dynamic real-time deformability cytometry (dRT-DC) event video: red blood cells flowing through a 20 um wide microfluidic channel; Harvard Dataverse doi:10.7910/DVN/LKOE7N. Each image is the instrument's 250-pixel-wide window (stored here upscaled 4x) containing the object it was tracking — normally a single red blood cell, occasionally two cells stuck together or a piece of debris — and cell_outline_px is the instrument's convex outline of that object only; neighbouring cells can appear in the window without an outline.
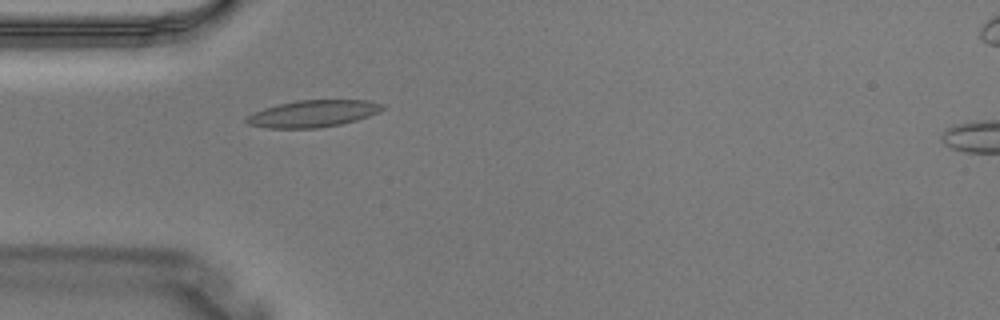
{"species": "Egyptian fruit bat (a non-hibernating species)", "species_latin": "Rousettus aegyptiacus", "temperature_condition": "warm", "stored_images_in_passage": 4, "camera_frame_rate_fps": 3000, "um_per_image_px": 0.085, "animal": {"sex": "male"}, "frame": {"image": 1, "passage_image": 3, "time_ms": 0.667, "image_size_px": [1000, 320], "cell_outline_px": [[384, 108], [380, 112], [356, 120], [340, 124], [320, 128], [268, 128], [248, 124], [244, 120], [244, 116], [252, 112], [264, 108], [280, 104], [300, 100], [368, 100], [384, 104]], "centroid_in_image_um": [26.59, 9.66], "position_along_channel_um": 58.4, "area_um2": 21.39}}